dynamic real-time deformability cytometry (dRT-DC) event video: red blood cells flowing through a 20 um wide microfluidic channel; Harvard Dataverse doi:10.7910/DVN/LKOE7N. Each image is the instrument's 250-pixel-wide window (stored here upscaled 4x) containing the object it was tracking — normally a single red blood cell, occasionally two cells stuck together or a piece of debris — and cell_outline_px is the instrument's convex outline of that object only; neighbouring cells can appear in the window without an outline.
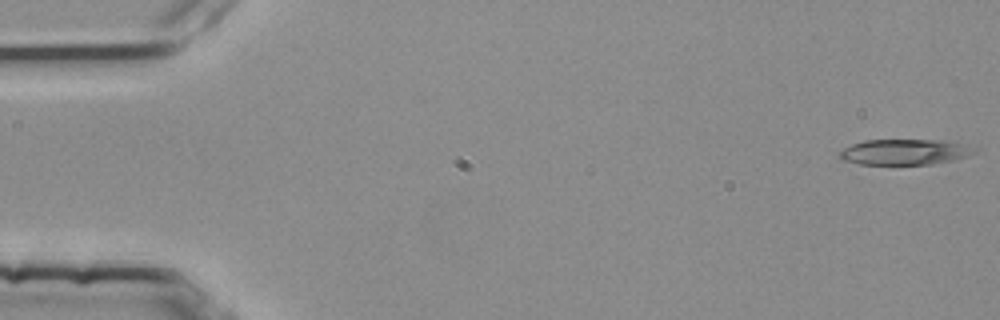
{"species": "common noctule bat (a hibernating species)", "species_latin": "Nyctalus noctula", "temperature_condition": "room temperature", "stored_images_in_passage": 54, "camera_frame_rate_fps": 3000, "um_per_image_px": 0.085, "animal": {"sex": "female", "body_mass_g": 25.1}, "frame": {"image": 1, "passage_image": 1, "time_ms": 0.0, "image_size_px": [1000, 320], "cell_outline_px": [[980, 148], [976, 152], [952, 160], [932, 164], [860, 164], [840, 160], [836, 152], [852, 144], [864, 140], [944, 140]], "centroid_in_image_um": [76.85, 12.91], "position_along_channel_um": 8.2, "area_um2": 20.23}}
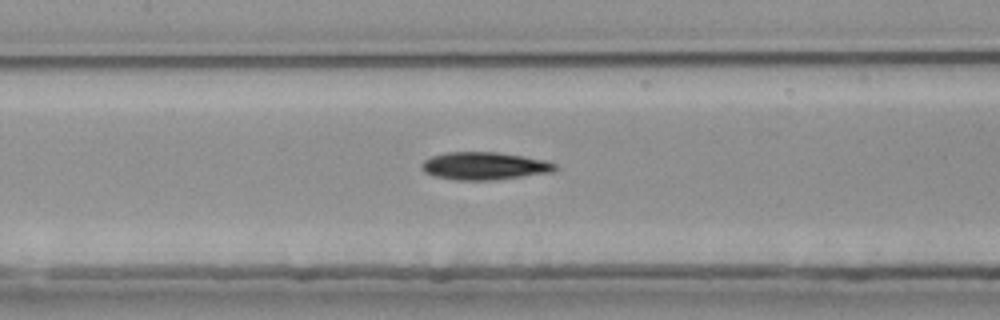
{"frame": {"image": 2, "passage_image": 25, "time_ms": 8.0, "image_size_px": [1000, 320], "cell_outline_px": [[560, 168], [556, 172], [492, 180], [456, 180], [436, 176], [424, 172], [420, 168], [420, 164], [424, 160], [432, 156], [448, 152], [496, 152], [544, 160], [556, 164]], "centroid_in_image_um": [41.19, 14.11], "position_along_channel_um": 166.2, "area_um2": 21.56}}
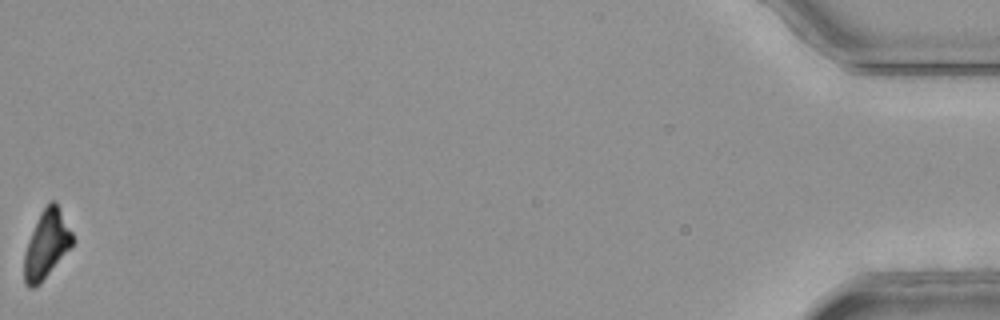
{"frame": {"image": 3, "passage_image": 54, "time_ms": 17.667, "image_size_px": [1000, 320], "cell_outline_px": [[72, 244], [40, 284], [32, 288], [28, 288], [24, 284], [24, 256], [28, 240], [40, 212], [52, 200], [56, 200], [72, 232]], "centroid_in_image_um": [3.92, 20.77], "position_along_channel_um": 431.3, "area_um2": 18.79}, "authors_computed_cell_mechanics": {"area_um2": 20.9236, "velocity_mm_per_s": 3.8055, "shape_relaxation_time_tau1_ms": 4.2097, "shape_relaxation_time_tau2_ms": 6.4776, "deformation_change_tau1": 0.1586, "deformation_change_tau2": 0.1788}}